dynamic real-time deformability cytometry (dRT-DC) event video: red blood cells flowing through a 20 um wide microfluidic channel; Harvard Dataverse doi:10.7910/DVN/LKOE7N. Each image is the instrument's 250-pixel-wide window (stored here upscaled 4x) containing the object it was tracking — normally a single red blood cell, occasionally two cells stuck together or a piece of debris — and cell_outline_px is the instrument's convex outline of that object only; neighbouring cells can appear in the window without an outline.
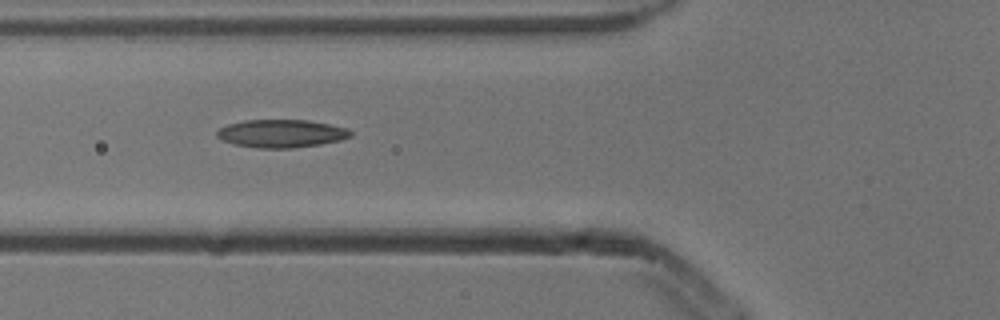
{"species": "common noctule bat (a hibernating species)", "species_latin": "Nyctalus noctula", "temperature_condition": "cold", "stored_images_in_passage": 6, "camera_frame_rate_fps": 3000, "um_per_image_px": 0.085, "animal": {"sex": "male", "body_mass_g": 13.3}, "frame": {"image": 1, "passage_image": 4, "time_ms": 1.0, "image_size_px": [1000, 320], "cell_outline_px": [[352, 136], [340, 140], [320, 144], [292, 148], [256, 148], [236, 144], [224, 140], [216, 136], [216, 132], [220, 128], [228, 124], [244, 120], [308, 120], [348, 128], [352, 132]], "centroid_in_image_um": [23.93, 11.34], "position_along_channel_um": 101.9, "area_um2": 21.68}}
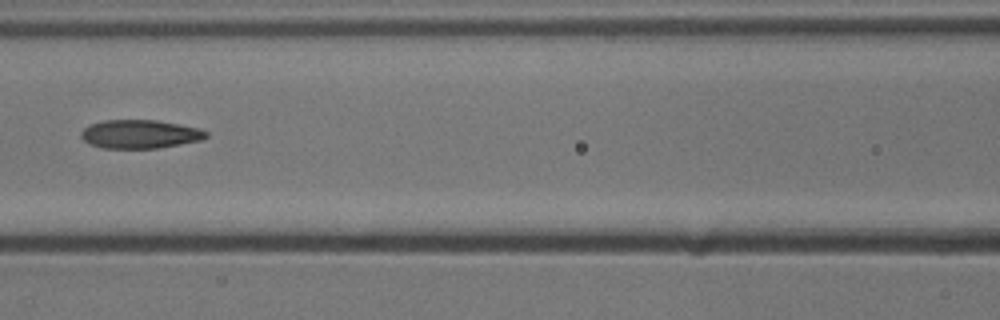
{"frame": {"image": 2, "passage_image": 5, "time_ms": 1.333, "image_size_px": [1000, 320], "cell_outline_px": [[208, 136], [200, 140], [180, 144], [156, 148], [104, 148], [88, 144], [80, 136], [80, 132], [88, 124], [104, 120], [156, 120], [180, 124], [200, 128], [208, 132]], "centroid_in_image_um": [11.87, 11.39], "position_along_channel_um": 154.7, "area_um2": 20.92}}
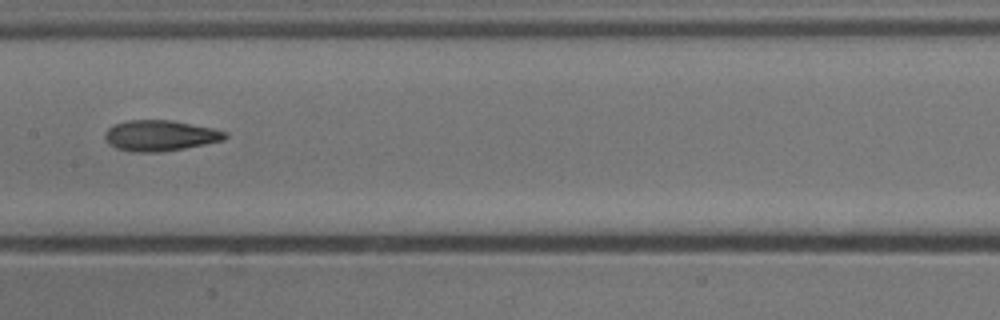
{"frame": {"image": 3, "passage_image": 6, "time_ms": 1.667, "image_size_px": [1000, 320], "cell_outline_px": [[228, 136], [224, 140], [184, 148], [160, 152], [136, 152], [116, 148], [108, 144], [104, 136], [104, 132], [108, 128], [116, 124], [128, 120], [172, 120], [212, 128], [228, 132]], "centroid_in_image_um": [13.61, 11.52], "position_along_channel_um": 193.8, "area_um2": 21.5}}